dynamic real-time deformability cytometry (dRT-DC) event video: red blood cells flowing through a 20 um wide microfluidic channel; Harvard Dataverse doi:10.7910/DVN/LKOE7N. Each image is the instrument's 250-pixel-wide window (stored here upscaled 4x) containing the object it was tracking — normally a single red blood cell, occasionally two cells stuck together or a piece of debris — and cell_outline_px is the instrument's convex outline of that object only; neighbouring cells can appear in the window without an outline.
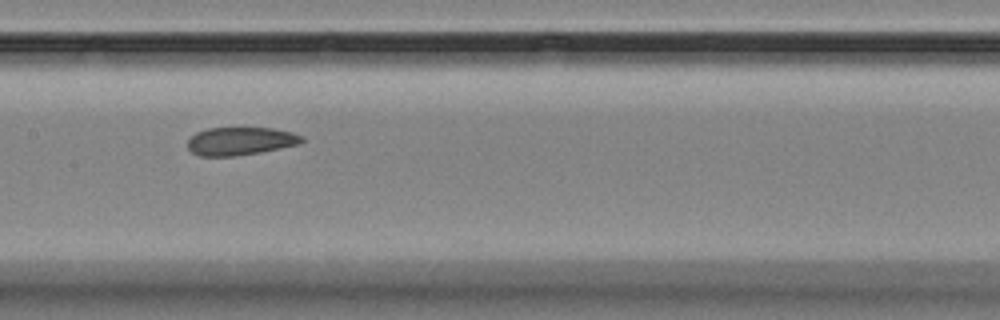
{"species": "Egyptian fruit bat (a non-hibernating species)", "species_latin": "Rousettus aegyptiacus", "temperature_condition": "room temperature", "stored_images_in_passage": 12, "camera_frame_rate_fps": 3000, "um_per_image_px": 0.085, "animal": {"sex": "female"}, "frame": {"image": 1, "passage_image": 4, "time_ms": 3.333, "image_size_px": [1000, 320], "cell_outline_px": [[304, 140], [300, 144], [260, 152], [236, 156], [200, 156], [192, 152], [188, 148], [188, 140], [196, 132], [208, 128], [272, 128], [292, 132], [304, 136]], "centroid_in_image_um": [20.45, 11.99], "position_along_channel_um": 186.9, "area_um2": 18.67}}
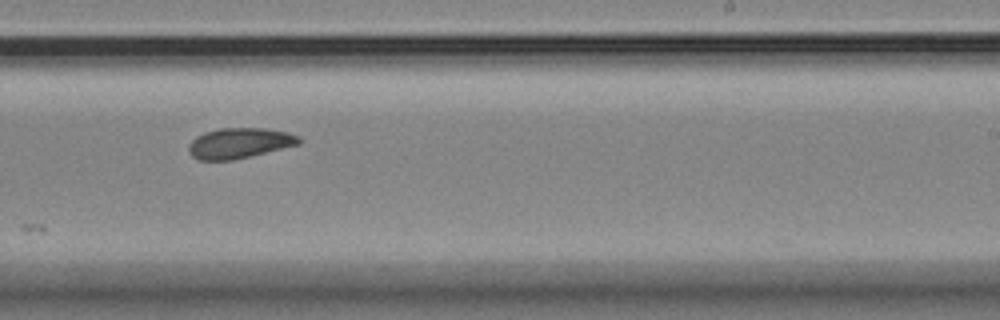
{"frame": {"image": 2, "passage_image": 6, "time_ms": 5.667, "image_size_px": [1000, 320], "cell_outline_px": [[300, 144], [232, 160], [200, 160], [192, 156], [188, 148], [188, 144], [196, 136], [204, 132], [220, 128], [268, 128], [288, 132], [300, 136]], "centroid_in_image_um": [20.35, 12.15], "position_along_channel_um": 268.7, "area_um2": 19.54}}
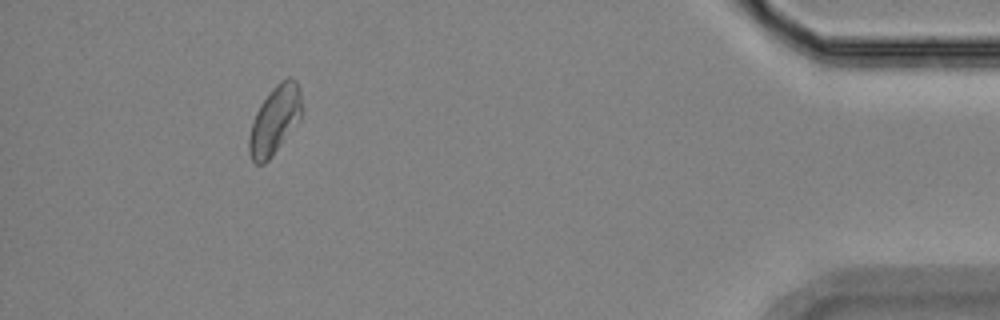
{"frame": {"image": 3, "passage_image": 11, "time_ms": 11.333, "image_size_px": [1000, 320], "cell_outline_px": [[300, 116], [272, 156], [264, 164], [256, 164], [252, 160], [248, 152], [248, 136], [252, 120], [260, 104], [272, 88], [280, 80], [288, 76], [296, 80], [300, 88]], "centroid_in_image_um": [23.29, 10.19], "position_along_channel_um": 411.9, "area_um2": 20.63}}